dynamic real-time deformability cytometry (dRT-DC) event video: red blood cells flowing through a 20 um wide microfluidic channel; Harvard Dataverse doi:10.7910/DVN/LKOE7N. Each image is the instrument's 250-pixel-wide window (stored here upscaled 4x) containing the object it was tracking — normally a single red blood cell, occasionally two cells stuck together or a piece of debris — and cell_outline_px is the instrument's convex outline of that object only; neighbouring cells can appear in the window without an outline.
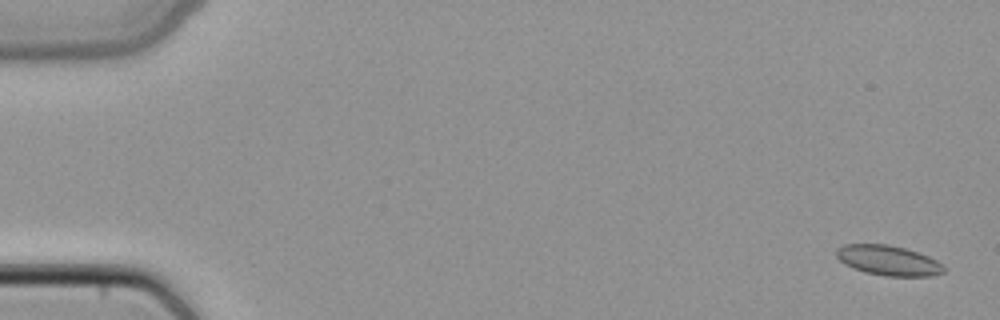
{"species": "common noctule bat (a hibernating species)", "species_latin": "Nyctalus noctula", "temperature_condition": "cold", "stored_images_in_passage": 51, "camera_frame_rate_fps": 3000, "um_per_image_px": 0.085, "animal": {"sex": "female", "body_mass_g": 22.7, "forearm_length_mm": 54.2}, "frame": {"image": 1, "passage_image": 2, "time_ms": 0.333, "image_size_px": [1000, 320], "cell_outline_px": [[944, 272], [932, 276], [884, 276], [864, 272], [852, 268], [844, 264], [836, 256], [836, 248], [844, 244], [888, 244], [904, 248], [928, 256], [936, 260], [944, 268]], "centroid_in_image_um": [75.46, 22.14], "position_along_channel_um": 9.5, "area_um2": 18.79}}
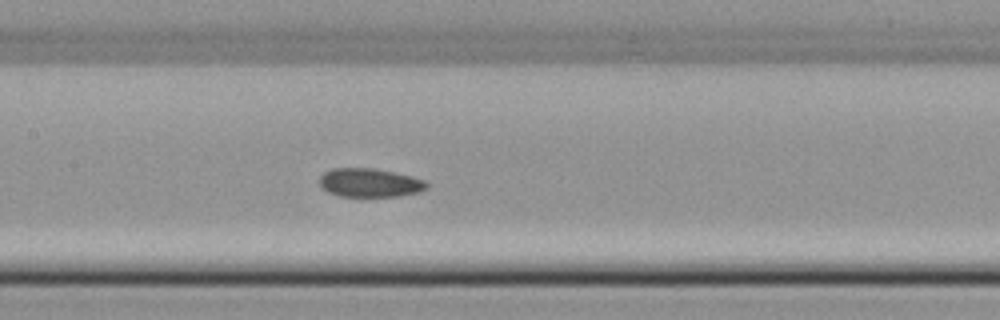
{"frame": {"image": 2, "passage_image": 25, "time_ms": 8.0, "image_size_px": [1000, 320], "cell_outline_px": [[428, 188], [420, 192], [400, 196], [340, 196], [328, 192], [320, 188], [320, 176], [324, 172], [332, 168], [376, 168], [412, 176], [424, 180], [428, 184]], "centroid_in_image_um": [31.43, 15.53], "position_along_channel_um": 176.0, "area_um2": 18.09}}
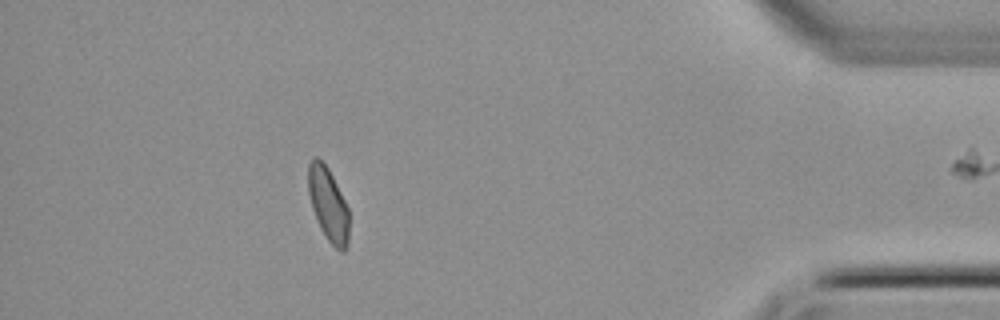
{"frame": {"image": 3, "passage_image": 45, "time_ms": 14.667, "image_size_px": [1000, 320], "cell_outline_px": [[348, 244], [344, 252], [340, 252], [328, 240], [320, 228], [316, 220], [312, 208], [308, 192], [308, 164], [312, 156], [316, 156], [328, 168], [348, 208]], "centroid_in_image_um": [27.88, 17.37], "position_along_channel_um": 407.3, "area_um2": 17.4}}